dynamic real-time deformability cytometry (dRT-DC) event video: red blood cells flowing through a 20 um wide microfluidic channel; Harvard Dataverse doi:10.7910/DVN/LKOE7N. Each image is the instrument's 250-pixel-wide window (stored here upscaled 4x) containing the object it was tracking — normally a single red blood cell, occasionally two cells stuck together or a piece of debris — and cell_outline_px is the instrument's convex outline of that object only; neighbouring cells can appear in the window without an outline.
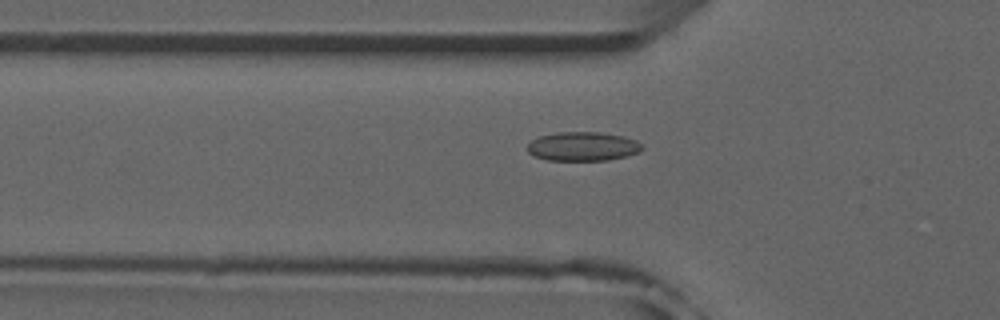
{"species": "common noctule bat (a hibernating species)", "species_latin": "Nyctalus noctula", "temperature_condition": "room temperature", "stored_images_in_passage": 42, "camera_frame_rate_fps": 3000, "um_per_image_px": 0.085, "animal": {"sex": "male", "forearm_length_mm": 52.5}, "frame": {"image": 1, "passage_image": 7, "time_ms": 2.0, "image_size_px": [1000, 320], "cell_outline_px": [[644, 148], [640, 152], [608, 160], [548, 160], [536, 156], [528, 152], [528, 144], [532, 140], [540, 136], [556, 132], [600, 132], [624, 136], [636, 140]], "centroid_in_image_um": [49.56, 12.44], "position_along_channel_um": 76.2, "area_um2": 19.31}}
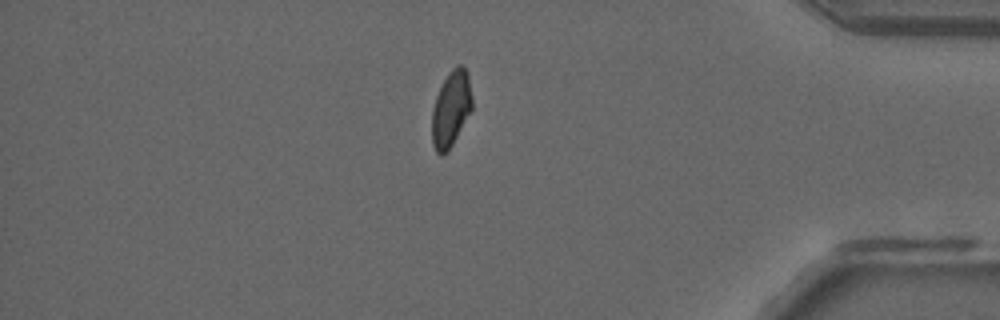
{"frame": {"image": 2, "passage_image": 34, "time_ms": 11.0, "image_size_px": [1000, 320], "cell_outline_px": [[472, 108], [452, 144], [440, 156], [436, 152], [432, 144], [432, 108], [436, 96], [448, 72], [456, 64], [460, 64], [468, 72], [472, 96]], "centroid_in_image_um": [38.33, 9.2], "position_along_channel_um": 396.9, "area_um2": 17.57}}
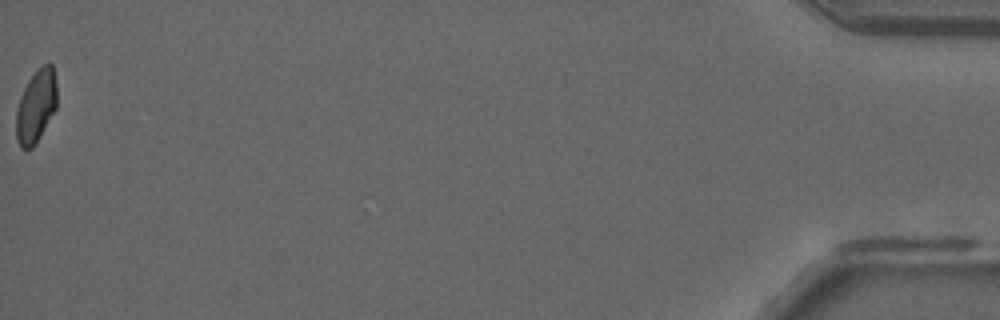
{"frame": {"image": 3, "passage_image": 42, "time_ms": 13.667, "image_size_px": [1000, 320], "cell_outline_px": [[56, 108], [32, 148], [20, 148], [16, 140], [16, 108], [20, 96], [28, 80], [44, 64], [52, 64], [56, 80]], "centroid_in_image_um": [3.04, 9.03], "position_along_channel_um": 432.2, "area_um2": 17.05}, "authors_computed_cell_mechanics": {"area_um2": 18.1781, "velocity_mm_per_s": 3.9331, "shape_relaxation_time_tau1_ms": null, "shape_relaxation_time_tau2_ms": 2.5826, "deformation_change_tau1": null, "deformation_change_tau2": 0.0662}}